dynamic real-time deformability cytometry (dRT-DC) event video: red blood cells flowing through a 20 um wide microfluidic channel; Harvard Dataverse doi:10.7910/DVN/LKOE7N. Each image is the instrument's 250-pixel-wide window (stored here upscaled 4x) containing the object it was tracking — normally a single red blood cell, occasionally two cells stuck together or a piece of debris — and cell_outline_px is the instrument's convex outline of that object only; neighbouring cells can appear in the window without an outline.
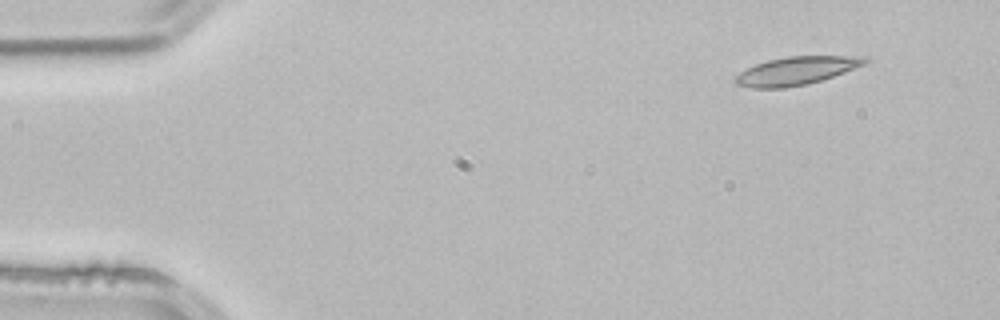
{"species": "common noctule bat (a hibernating species)", "species_latin": "Nyctalus noctula", "temperature_condition": "room temperature", "stored_images_in_passage": 3, "camera_frame_rate_fps": 3000, "um_per_image_px": 0.085, "animal": {"sex": "male", "body_mass_g": 21.5, "forearm_length_mm": 52.0}, "frame": {"image": 1, "passage_image": 1, "time_ms": 0.0, "image_size_px": [1000, 320], "cell_outline_px": [[872, 60], [864, 64], [832, 76], [808, 84], [784, 88], [752, 88], [736, 84], [736, 76], [740, 72], [756, 64], [768, 60], [788, 56], [868, 56]], "centroid_in_image_um": [67.71, 6.01], "position_along_channel_um": 17.3, "area_um2": 21.04}}
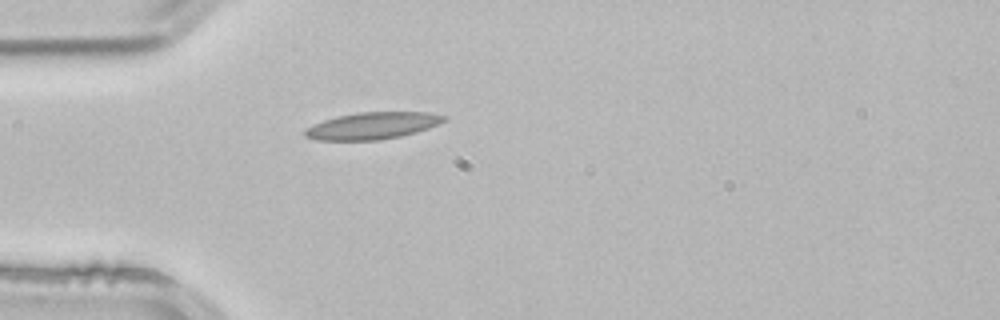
{"frame": {"image": 2, "passage_image": 3, "time_ms": 0.667, "image_size_px": [1000, 320], "cell_outline_px": [[448, 120], [428, 128], [416, 132], [400, 136], [380, 140], [316, 140], [304, 136], [304, 132], [312, 124], [336, 116], [356, 112], [428, 112], [448, 116]], "centroid_in_image_um": [31.68, 10.68], "position_along_channel_um": 53.3, "area_um2": 21.91}}